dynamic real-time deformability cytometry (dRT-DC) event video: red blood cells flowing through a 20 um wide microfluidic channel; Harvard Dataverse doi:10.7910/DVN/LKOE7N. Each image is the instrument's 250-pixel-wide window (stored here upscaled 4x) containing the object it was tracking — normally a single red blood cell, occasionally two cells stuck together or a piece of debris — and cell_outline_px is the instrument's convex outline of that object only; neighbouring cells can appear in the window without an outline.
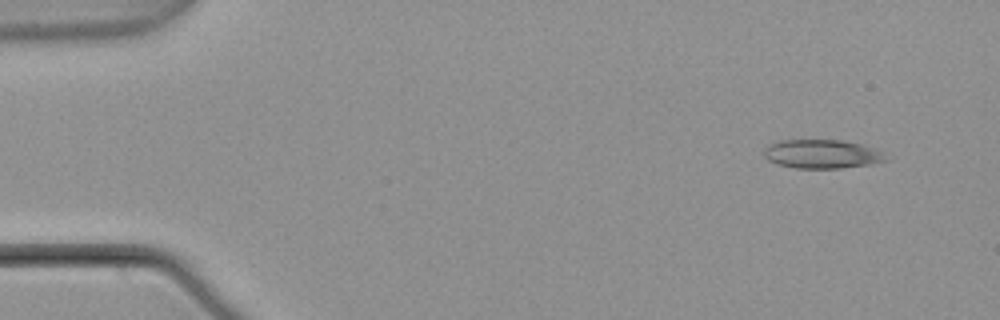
{"species": "common noctule bat (a hibernating species)", "species_latin": "Nyctalus noctula", "temperature_condition": "warm", "stored_images_in_passage": 4, "camera_frame_rate_fps": 3000, "um_per_image_px": 0.085, "animal": {"sex": "male", "body_mass_g": 21.5, "forearm_length_mm": 52.0}, "frame": {"image": 1, "passage_image": 1, "time_ms": 0.0, "image_size_px": [1000, 320], "cell_outline_px": [[892, 156], [888, 160], [872, 164], [840, 168], [796, 168], [776, 164], [768, 160], [764, 156], [764, 148], [768, 144], [780, 140], [844, 140], [876, 148]], "centroid_in_image_um": [69.92, 13.09], "position_along_channel_um": 15.1, "area_um2": 20.87}}
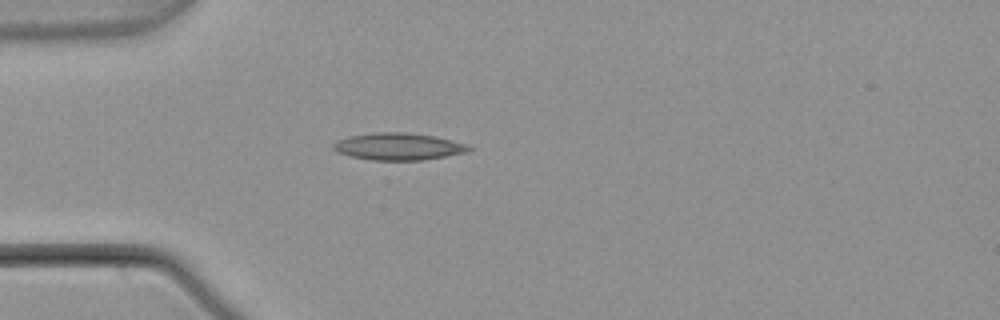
{"frame": {"image": 2, "passage_image": 4, "time_ms": 1.0, "image_size_px": [1000, 320], "cell_outline_px": [[472, 148], [468, 152], [424, 160], [372, 160], [348, 156], [336, 152], [332, 148], [332, 144], [336, 140], [348, 136], [372, 132], [404, 132], [436, 136], [468, 144]], "centroid_in_image_um": [33.83, 12.45], "position_along_channel_um": 51.2, "area_um2": 21.73}}